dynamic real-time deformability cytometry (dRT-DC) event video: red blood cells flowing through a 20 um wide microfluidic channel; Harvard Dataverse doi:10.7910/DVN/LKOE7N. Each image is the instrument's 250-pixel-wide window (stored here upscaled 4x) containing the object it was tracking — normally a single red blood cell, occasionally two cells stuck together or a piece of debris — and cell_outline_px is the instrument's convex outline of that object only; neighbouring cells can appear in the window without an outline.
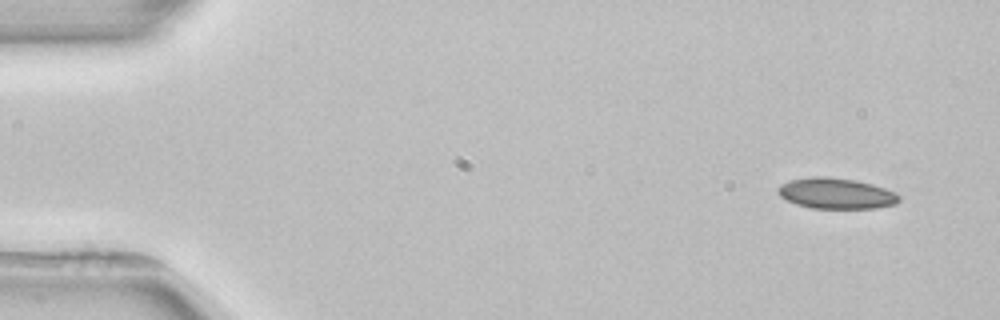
{"species": "common noctule bat (a hibernating species)", "species_latin": "Nyctalus noctula", "temperature_condition": "room temperature", "stored_images_in_passage": 5, "camera_frame_rate_fps": 3000, "um_per_image_px": 0.085, "animal": {"sex": "female", "body_mass_g": 22.7, "forearm_length_mm": 54.2}, "frame": {"image": 1, "passage_image": 1, "time_ms": 0.0, "image_size_px": [1000, 320], "cell_outline_px": [[900, 200], [896, 204], [876, 208], [812, 208], [796, 204], [780, 196], [776, 192], [780, 184], [792, 180], [812, 176], [828, 176], [856, 180], [872, 184], [896, 192], [900, 196]], "centroid_in_image_um": [71.08, 16.43], "position_along_channel_um": 13.9, "area_um2": 21.79}}
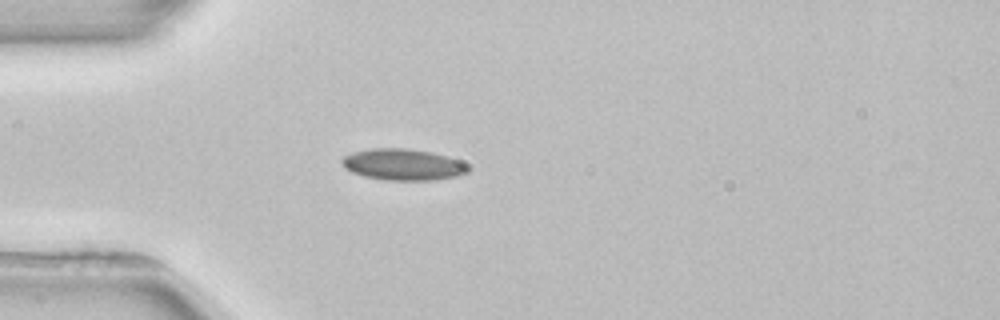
{"frame": {"image": 2, "passage_image": 4, "time_ms": 3.667, "image_size_px": [1000, 320], "cell_outline_px": [[468, 172], [460, 176], [436, 180], [384, 180], [364, 176], [352, 172], [344, 168], [340, 164], [340, 160], [344, 156], [352, 152], [372, 148], [408, 148], [432, 152], [448, 156], [464, 164], [468, 168]], "centroid_in_image_um": [34.22, 13.99], "position_along_channel_um": 50.8, "area_um2": 23.24}}